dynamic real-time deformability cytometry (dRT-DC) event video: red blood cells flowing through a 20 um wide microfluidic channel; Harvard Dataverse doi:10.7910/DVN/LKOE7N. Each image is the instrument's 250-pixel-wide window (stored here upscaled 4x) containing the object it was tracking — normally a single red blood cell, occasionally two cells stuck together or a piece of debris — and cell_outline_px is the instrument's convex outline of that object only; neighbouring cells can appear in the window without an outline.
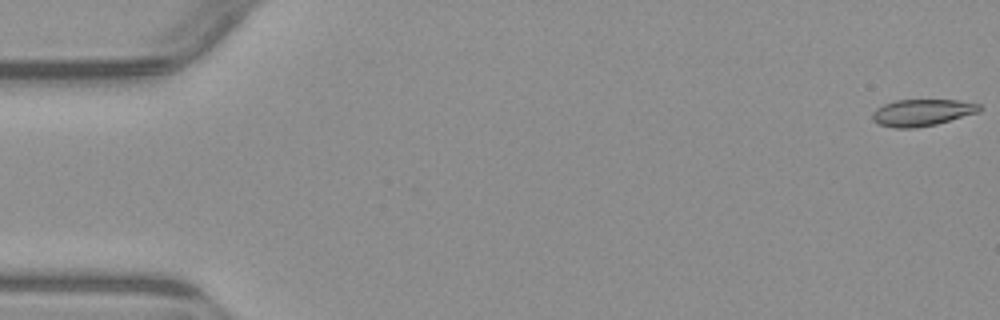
{"species": "common noctule bat (a hibernating species)", "species_latin": "Nyctalus noctula", "temperature_condition": "warm", "stored_images_in_passage": 6, "camera_frame_rate_fps": 3000, "um_per_image_px": 0.085, "animal": {"sex": "male", "body_mass_g": 23.1, "forearm_length_mm": 52.7}, "frame": {"image": 1, "passage_image": 1, "time_ms": 0.0, "image_size_px": [1000, 320], "cell_outline_px": [[984, 108], [980, 112], [936, 124], [912, 128], [896, 128], [880, 124], [872, 120], [872, 112], [876, 108], [884, 104], [896, 100], [960, 100], [980, 104]], "centroid_in_image_um": [78.41, 9.56], "position_along_channel_um": 6.6, "area_um2": 16.76}}
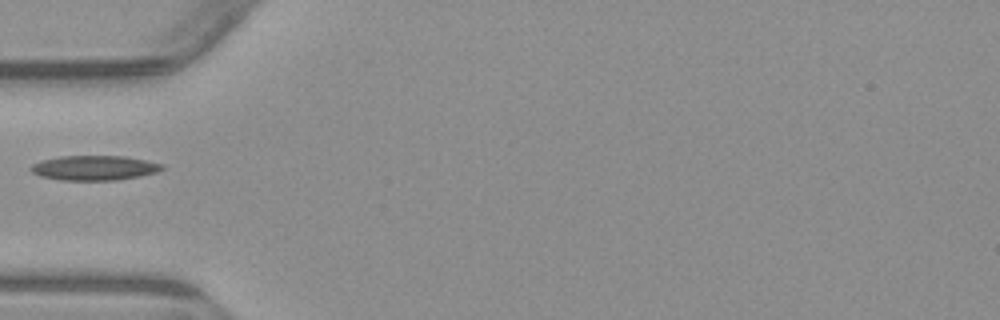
{"frame": {"image": 2, "passage_image": 5, "time_ms": 5.667, "image_size_px": [1000, 320], "cell_outline_px": [[164, 168], [156, 172], [140, 176], [116, 180], [60, 180], [40, 176], [32, 172], [28, 168], [32, 164], [40, 160], [60, 156], [124, 156], [164, 164]], "centroid_in_image_um": [7.98, 14.27], "position_along_channel_um": 77.0, "area_um2": 18.96}}
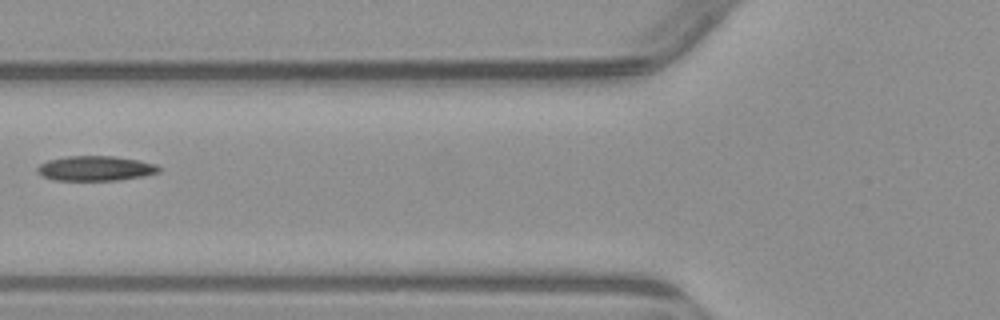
{"frame": {"image": 3, "passage_image": 6, "time_ms": 6.667, "image_size_px": [1000, 320], "cell_outline_px": [[160, 172], [144, 176], [116, 180], [52, 180], [36, 172], [36, 168], [40, 164], [48, 160], [68, 156], [112, 156], [136, 160], [156, 164], [160, 168]], "centroid_in_image_um": [8.1, 14.31], "position_along_channel_um": 117.7, "area_um2": 17.51}}